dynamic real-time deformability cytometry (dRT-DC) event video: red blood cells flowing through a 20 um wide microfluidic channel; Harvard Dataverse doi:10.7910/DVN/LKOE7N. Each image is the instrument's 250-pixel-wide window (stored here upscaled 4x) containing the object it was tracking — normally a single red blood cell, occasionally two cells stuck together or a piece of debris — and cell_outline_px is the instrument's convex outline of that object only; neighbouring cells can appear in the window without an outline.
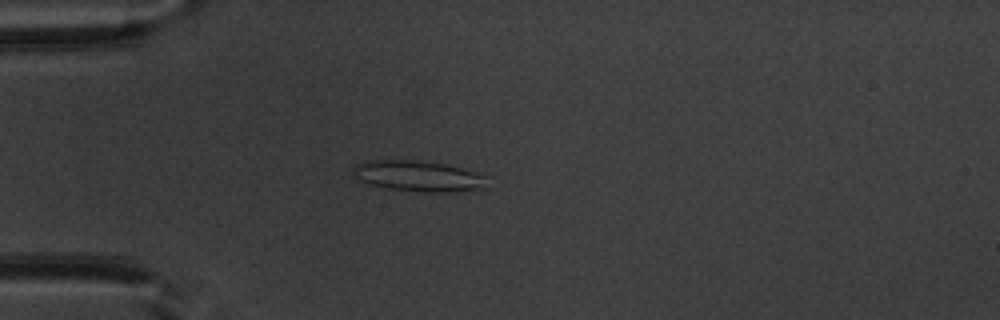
{"species": "common noctule bat (a hibernating species)", "species_latin": "Nyctalus noctula", "temperature_condition": "warm", "stored_images_in_passage": 39, "camera_frame_rate_fps": 3000, "um_per_image_px": 0.085, "animal": {"sex": "male", "body_mass_g": 20.1, "forearm_length_mm": 53.5}, "frame": {"image": 1, "passage_image": 2, "time_ms": 0.333, "image_size_px": [1000, 320], "cell_outline_px": [[492, 176], [488, 188], [448, 192], [420, 192], [384, 188], [368, 184], [356, 176], [352, 172], [352, 168], [356, 164], [364, 160], [416, 160], [444, 164]], "centroid_in_image_um": [35.64, 14.97], "position_along_channel_um": 49.4, "area_um2": 24.57}}
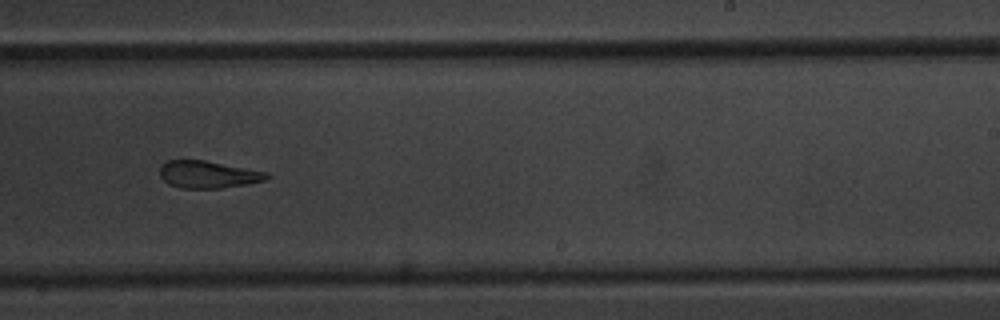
{"frame": {"image": 2, "passage_image": 20, "time_ms": 6.333, "image_size_px": [1000, 320], "cell_outline_px": [[272, 176], [264, 180], [248, 184], [220, 188], [180, 188], [168, 184], [160, 176], [160, 164], [168, 160], [204, 160], [268, 172]], "centroid_in_image_um": [17.68, 14.83], "position_along_channel_um": 271.3, "area_um2": 17.05}}
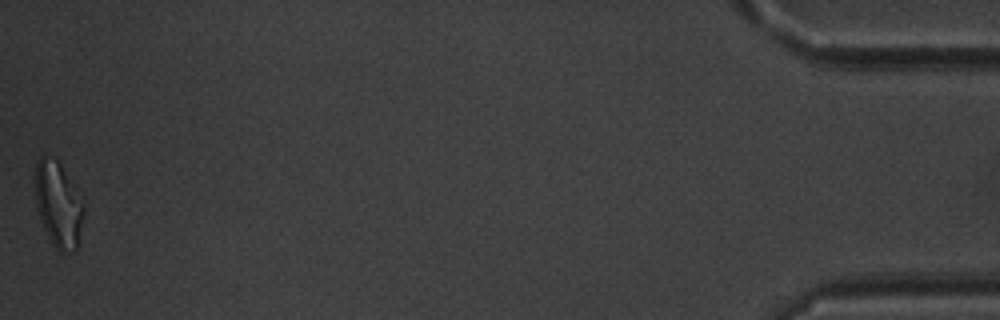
{"frame": {"image": 3, "passage_image": 39, "time_ms": 12.667, "image_size_px": [1000, 320], "cell_outline_px": [[84, 216], [80, 244], [76, 252], [60, 252], [56, 248], [48, 236], [40, 220], [36, 208], [36, 160], [40, 156], [44, 156], [56, 160], [60, 164], [84, 204]], "centroid_in_image_um": [4.98, 17.47], "position_along_channel_um": 430.2, "area_um2": 24.16}, "authors_computed_cell_mechanics": {"area_um2": 18.8428, "velocity_mm_per_s": 3.9428, "shape_relaxation_time_tau1_ms": null, "shape_relaxation_time_tau2_ms": 3.4131, "deformation_change_tau1": null, "deformation_change_tau2": 0.1469}}